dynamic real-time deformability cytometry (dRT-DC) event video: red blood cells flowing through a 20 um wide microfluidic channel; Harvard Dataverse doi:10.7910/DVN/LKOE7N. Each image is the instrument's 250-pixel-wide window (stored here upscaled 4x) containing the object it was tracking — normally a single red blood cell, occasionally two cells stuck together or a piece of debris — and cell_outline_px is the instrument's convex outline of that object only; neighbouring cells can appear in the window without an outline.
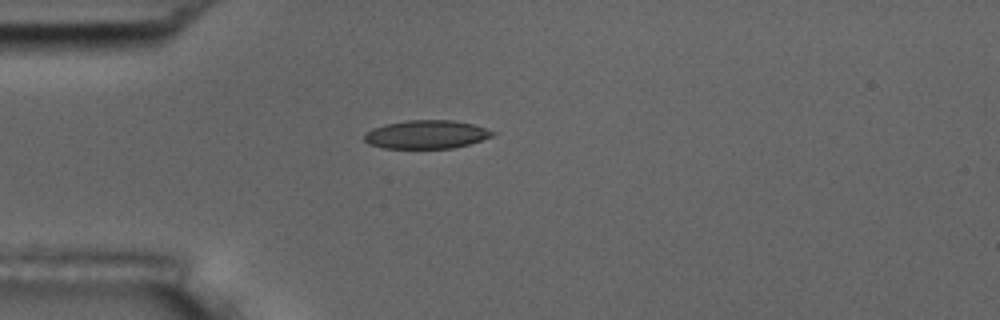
{"species": "common noctule bat (a hibernating species)", "species_latin": "Nyctalus noctula", "temperature_condition": "room temperature", "stored_images_in_passage": 1, "camera_frame_rate_fps": 3000, "um_per_image_px": 0.085, "animal": {"sex": "male", "body_mass_g": 17.5, "forearm_length_mm": 52.3}, "frame": {"image": 1, "passage_image": 1, "time_ms": 0.0, "image_size_px": [1000, 320], "cell_outline_px": [[496, 132], [492, 136], [468, 144], [452, 148], [384, 148], [368, 144], [364, 140], [364, 132], [372, 128], [384, 124], [408, 120], [452, 120], [472, 124]], "centroid_in_image_um": [36.18, 11.42], "position_along_channel_um": 48.8, "area_um2": 21.15}}